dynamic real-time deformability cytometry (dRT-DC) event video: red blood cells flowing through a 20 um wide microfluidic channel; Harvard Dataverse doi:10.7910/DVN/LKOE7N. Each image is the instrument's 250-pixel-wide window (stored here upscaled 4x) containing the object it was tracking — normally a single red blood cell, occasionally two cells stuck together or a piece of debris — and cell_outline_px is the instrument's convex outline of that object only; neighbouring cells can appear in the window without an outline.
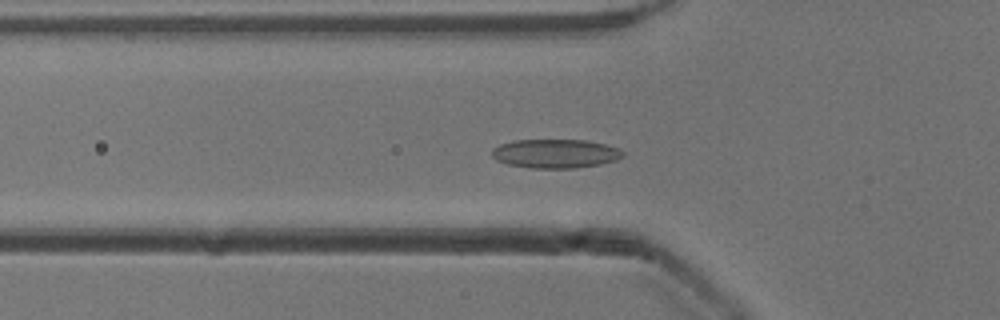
{"species": "common noctule bat (a hibernating species)", "species_latin": "Nyctalus noctula", "temperature_condition": "cold", "stored_images_in_passage": 52, "camera_frame_rate_fps": 3000, "um_per_image_px": 0.085, "animal": {"sex": "male", "body_mass_g": 13.3}, "frame": {"image": 1, "passage_image": 17, "time_ms": 5.333, "image_size_px": [1000, 320], "cell_outline_px": [[624, 156], [616, 160], [600, 164], [576, 168], [532, 168], [508, 164], [496, 160], [492, 156], [492, 148], [500, 144], [512, 140], [584, 140], [604, 144], [616, 148], [624, 152]], "centroid_in_image_um": [47.18, 13.05], "position_along_channel_um": 78.6, "area_um2": 22.02}}
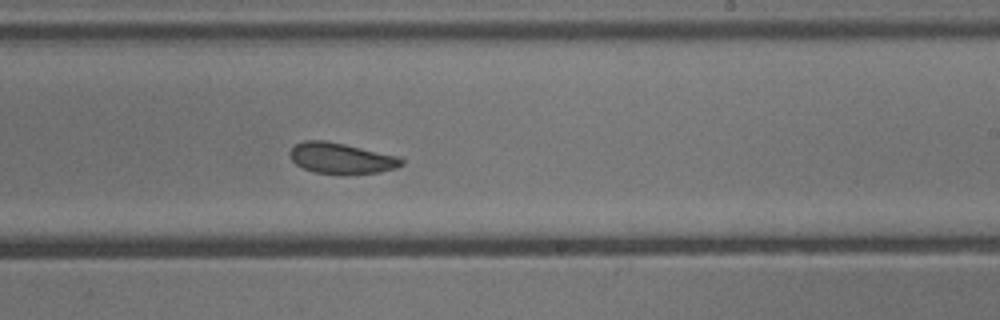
{"frame": {"image": 2, "passage_image": 31, "time_ms": 10.0, "image_size_px": [1000, 320], "cell_outline_px": [[404, 164], [396, 168], [380, 172], [340, 176], [316, 172], [304, 168], [296, 164], [292, 160], [288, 152], [296, 144], [304, 140], [324, 140], [344, 144], [400, 156], [404, 160]], "centroid_in_image_um": [29.04, 13.47], "position_along_channel_um": 260.0, "area_um2": 20.46}}
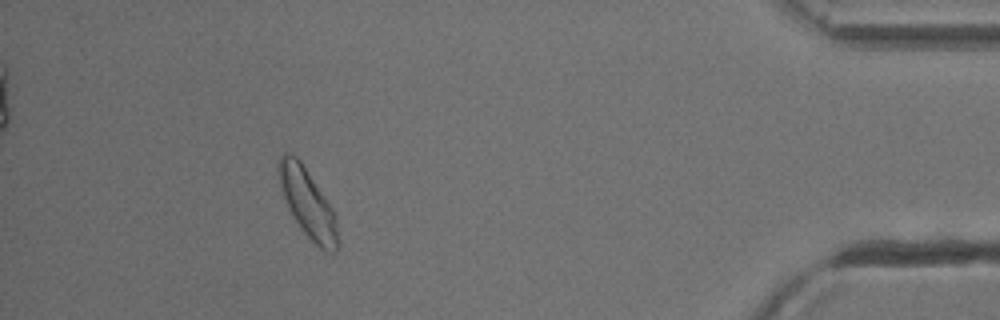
{"frame": {"image": 3, "passage_image": 47, "time_ms": 15.333, "image_size_px": [1000, 320], "cell_outline_px": [[340, 244], [336, 252], [324, 252], [304, 232], [288, 208], [276, 172], [276, 164], [280, 156], [284, 152], [288, 152], [296, 156], [300, 160], [332, 208], [336, 216]], "centroid_in_image_um": [26.16, 17.26], "position_along_channel_um": 409.0, "area_um2": 23.64}, "authors_computed_cell_mechanics": {"area_um2": 21.7039, "velocity_mm_per_s": 3.8761, "shape_relaxation_time_tau1_ms": null, "shape_relaxation_time_tau2_ms": 2.3737, "deformation_change_tau1": null, "deformation_change_tau2": 0.0733}}